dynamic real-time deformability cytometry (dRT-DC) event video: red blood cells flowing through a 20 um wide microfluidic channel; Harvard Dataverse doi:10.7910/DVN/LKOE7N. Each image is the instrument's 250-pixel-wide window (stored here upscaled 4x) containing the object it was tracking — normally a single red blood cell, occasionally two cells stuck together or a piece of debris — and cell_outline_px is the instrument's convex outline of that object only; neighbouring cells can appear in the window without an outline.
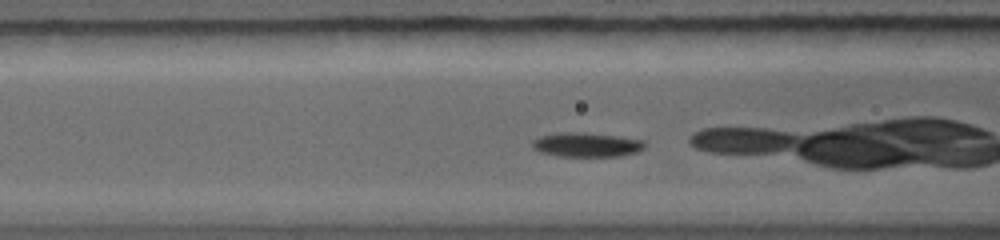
{"species": "common noctule bat (a hibernating species)", "species_latin": "Nyctalus noctula", "temperature_condition": "warm", "stored_images_in_passage": 51, "camera_frame_rate_fps": 5000, "um_per_image_px": 0.085, "animal": {"sex": "female", "body_mass_g": 19.0, "forearm_length_mm": 56.7}, "frame": {"image": 1, "passage_image": 9, "time_ms": 1.0, "image_size_px": [1000, 240], "cell_outline_px": [[648, 144], [644, 148], [636, 152], [620, 156], [560, 156], [540, 152], [532, 148], [532, 140], [540, 136], [556, 132], [584, 132], [616, 136], [644, 140]], "centroid_in_image_um": [49.85, 12.29], "position_along_channel_um": 116.7, "area_um2": 16.07}}